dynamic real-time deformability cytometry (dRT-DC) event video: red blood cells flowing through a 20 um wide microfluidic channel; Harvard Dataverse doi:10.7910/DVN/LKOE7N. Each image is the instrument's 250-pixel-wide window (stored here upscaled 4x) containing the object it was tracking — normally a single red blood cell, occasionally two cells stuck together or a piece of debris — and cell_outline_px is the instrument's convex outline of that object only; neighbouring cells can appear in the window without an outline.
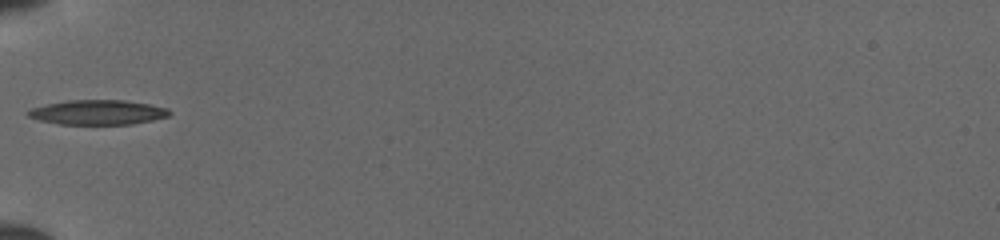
{"species": "common noctule bat (a hibernating species)", "species_latin": "Nyctalus noctula", "temperature_condition": "cold", "stored_images_in_passage": 32, "camera_frame_rate_fps": 3000, "um_per_image_px": 0.085, "animal": {"sex": "female", "body_mass_g": 19.5, "forearm_length_mm": 54.1}, "frame": {"image": 1, "passage_image": 1, "time_ms": 0.0, "image_size_px": [1000, 240], "cell_outline_px": [[172, 112], [168, 116], [152, 120], [132, 124], [60, 124], [40, 120], [28, 116], [24, 112], [32, 108], [48, 104], [68, 100], [124, 100], [148, 104], [168, 108]], "centroid_in_image_um": [8.32, 9.54], "position_along_channel_um": 76.7, "area_um2": 20.23}}
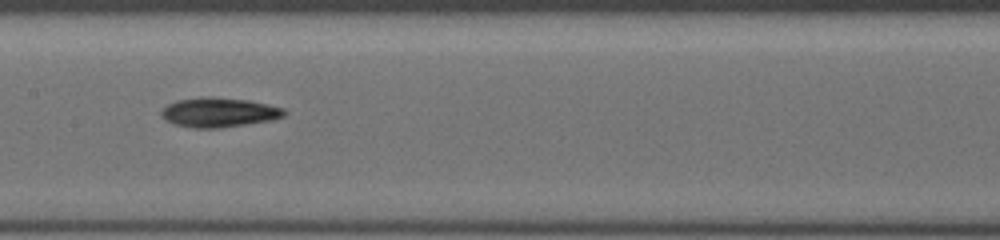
{"frame": {"image": 2, "passage_image": 9, "time_ms": 2.667, "image_size_px": [1000, 240], "cell_outline_px": [[288, 112], [284, 116], [272, 120], [220, 128], [196, 128], [172, 124], [160, 116], [160, 112], [168, 104], [176, 100], [200, 96], [212, 96], [248, 100], [268, 104], [284, 108]], "centroid_in_image_um": [18.6, 9.54], "position_along_channel_um": 188.8, "area_um2": 21.44}}
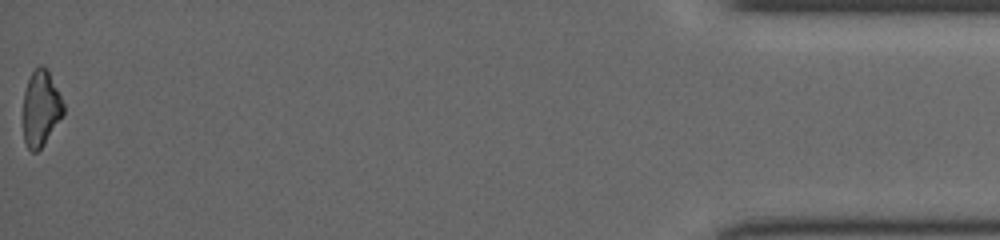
{"frame": {"image": 3, "passage_image": 32, "time_ms": 10.333, "image_size_px": [1000, 240], "cell_outline_px": [[64, 112], [44, 144], [36, 152], [32, 152], [28, 148], [24, 140], [24, 92], [28, 80], [32, 72], [40, 64], [48, 68], [64, 104]], "centroid_in_image_um": [3.48, 9.18], "position_along_channel_um": 431.7, "area_um2": 17.57}}